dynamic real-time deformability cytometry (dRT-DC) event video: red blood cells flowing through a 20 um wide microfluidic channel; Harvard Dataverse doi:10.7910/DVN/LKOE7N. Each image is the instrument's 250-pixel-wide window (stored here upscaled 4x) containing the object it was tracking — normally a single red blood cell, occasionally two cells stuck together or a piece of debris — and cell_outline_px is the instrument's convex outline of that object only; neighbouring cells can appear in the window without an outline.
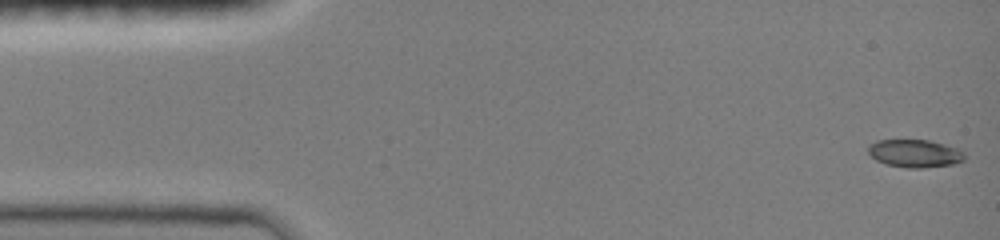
{"species": "common noctule bat (a hibernating species)", "species_latin": "Nyctalus noctula", "temperature_condition": "room temperature", "stored_images_in_passage": 47, "camera_frame_rate_fps": 3000, "um_per_image_px": 0.085, "animal": {"sex": "female", "body_mass_g": 19.0, "forearm_length_mm": 51.5}, "frame": {"image": 1, "passage_image": 1, "time_ms": 0.0, "image_size_px": [1000, 240], "cell_outline_px": [[964, 160], [952, 164], [920, 168], [908, 168], [884, 164], [876, 160], [868, 152], [868, 144], [876, 140], [928, 140], [944, 144], [956, 148], [964, 152]], "centroid_in_image_um": [77.72, 13.04], "position_along_channel_um": 7.3, "area_um2": 15.61}}
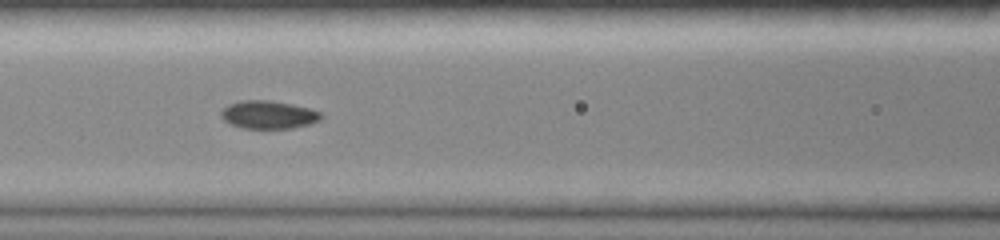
{"frame": {"image": 2, "passage_image": 20, "time_ms": 6.333, "image_size_px": [1000, 240], "cell_outline_px": [[324, 116], [320, 120], [308, 124], [292, 128], [244, 128], [232, 124], [224, 120], [220, 116], [220, 112], [228, 104], [240, 100], [272, 100], [292, 104], [308, 108], [320, 112]], "centroid_in_image_um": [22.81, 9.74], "position_along_channel_um": 143.8, "area_um2": 16.3}}
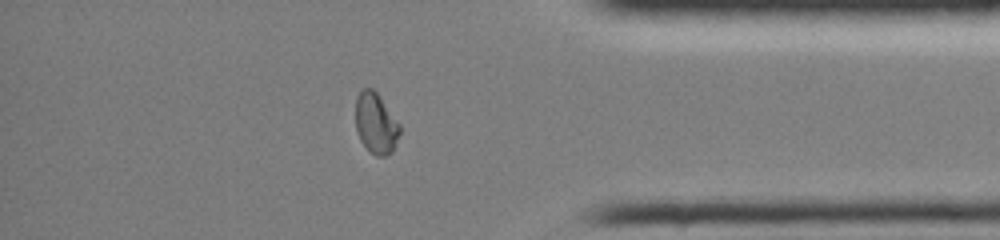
{"frame": {"image": 3, "passage_image": 40, "time_ms": 13.0, "image_size_px": [1000, 240], "cell_outline_px": [[400, 132], [392, 152], [384, 156], [376, 156], [360, 140], [356, 132], [356, 96], [364, 88], [372, 88], [380, 96], [400, 124]], "centroid_in_image_um": [31.95, 10.47], "position_along_channel_um": 403.3, "area_um2": 15.55}}